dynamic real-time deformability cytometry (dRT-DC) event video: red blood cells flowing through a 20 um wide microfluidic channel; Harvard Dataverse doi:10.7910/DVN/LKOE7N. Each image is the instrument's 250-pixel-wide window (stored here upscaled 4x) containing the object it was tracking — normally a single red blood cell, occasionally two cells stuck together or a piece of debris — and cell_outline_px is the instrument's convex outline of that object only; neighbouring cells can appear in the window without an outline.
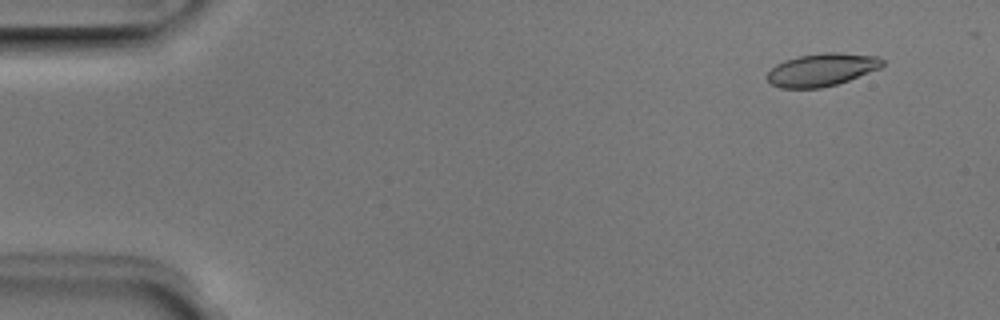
{"species": "Egyptian fruit bat (a non-hibernating species)", "species_latin": "Rousettus aegyptiacus", "temperature_condition": "room temperature", "stored_images_in_passage": 5, "camera_frame_rate_fps": 3000, "um_per_image_px": 0.085, "animal": {"sex": "male"}, "frame": {"image": 1, "passage_image": 1, "time_ms": 0.0, "image_size_px": [1000, 320], "cell_outline_px": [[884, 64], [880, 68], [848, 80], [836, 84], [820, 88], [780, 88], [772, 84], [768, 80], [768, 72], [776, 64], [784, 60], [800, 56], [824, 52], [840, 52], [880, 56], [884, 60]], "centroid_in_image_um": [69.88, 5.91], "position_along_channel_um": 15.1, "area_um2": 21.96}}